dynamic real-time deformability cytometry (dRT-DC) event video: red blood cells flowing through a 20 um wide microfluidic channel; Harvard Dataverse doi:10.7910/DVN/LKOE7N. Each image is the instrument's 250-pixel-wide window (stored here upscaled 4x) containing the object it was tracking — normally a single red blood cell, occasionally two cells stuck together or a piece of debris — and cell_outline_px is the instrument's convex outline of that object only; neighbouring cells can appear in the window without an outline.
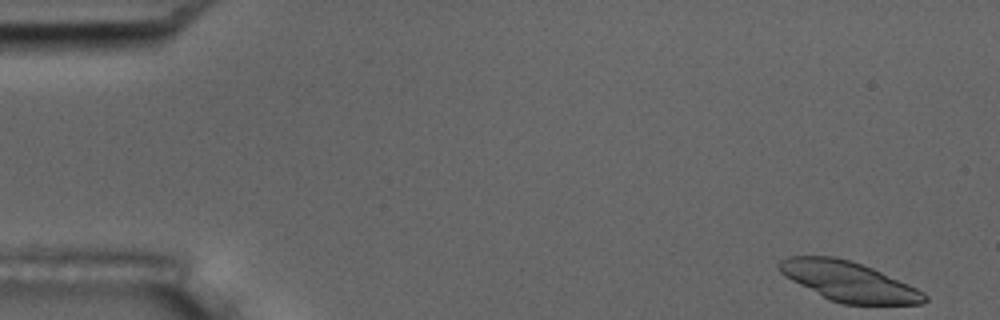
{"species": "common noctule bat (a hibernating species)", "species_latin": "Nyctalus noctula", "temperature_condition": "room temperature", "stored_images_in_passage": 6, "camera_frame_rate_fps": 3000, "um_per_image_px": 0.085, "animal": {"sex": "male", "body_mass_g": 17.5, "forearm_length_mm": 52.3}, "frame": {"image": 1, "passage_image": 1, "time_ms": 0.0, "image_size_px": [1000, 320], "cell_outline_px": [[928, 300], [920, 304], [844, 304], [832, 300], [784, 276], [780, 272], [776, 264], [780, 260], [788, 256], [836, 256], [872, 268], [908, 284], [924, 292], [928, 296]], "centroid_in_image_um": [72.13, 23.91], "position_along_channel_um": 12.9, "area_um2": 33.12}}